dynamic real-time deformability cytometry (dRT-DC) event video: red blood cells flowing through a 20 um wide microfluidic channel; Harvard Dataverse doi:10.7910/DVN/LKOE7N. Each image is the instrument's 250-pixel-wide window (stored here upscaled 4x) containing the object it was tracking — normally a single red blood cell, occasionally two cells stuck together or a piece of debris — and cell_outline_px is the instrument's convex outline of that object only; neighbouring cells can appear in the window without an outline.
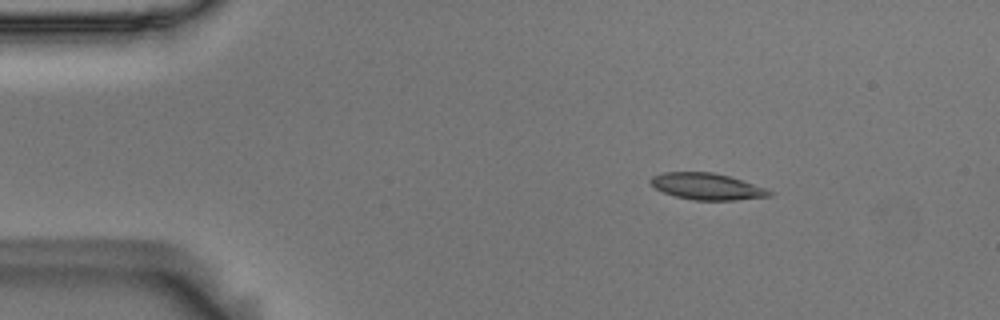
{"species": "Egyptian fruit bat (a non-hibernating species)", "species_latin": "Rousettus aegyptiacus", "temperature_condition": "room temperature", "stored_images_in_passage": 48, "camera_frame_rate_fps": 3000, "um_per_image_px": 0.085, "animal": {"sex": "male"}, "frame": {"image": 1, "passage_image": 1, "time_ms": 0.0, "image_size_px": [1000, 320], "cell_outline_px": [[772, 196], [736, 200], [692, 200], [676, 196], [664, 192], [656, 188], [648, 180], [652, 176], [664, 172], [712, 172], [728, 176], [764, 188], [772, 192]], "centroid_in_image_um": [60.06, 15.85], "position_along_channel_um": 24.9, "area_um2": 18.09}}
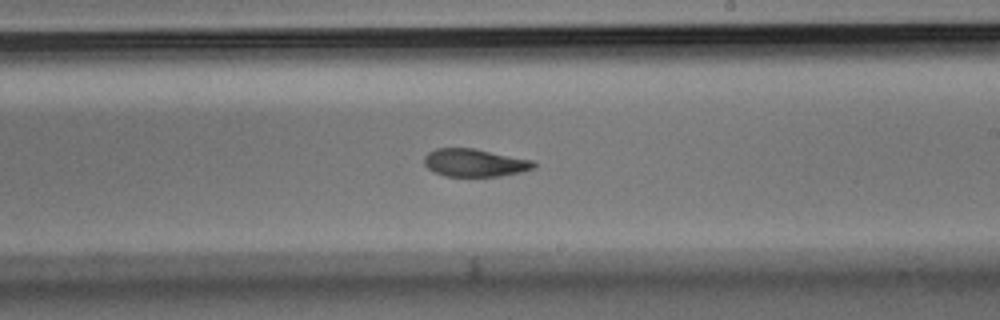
{"frame": {"image": 2, "passage_image": 25, "time_ms": 8.0, "image_size_px": [1000, 320], "cell_outline_px": [[536, 168], [524, 172], [500, 176], [448, 176], [432, 172], [424, 164], [424, 156], [428, 152], [436, 148], [472, 148], [536, 160]], "centroid_in_image_um": [40.4, 13.83], "position_along_channel_um": 248.6, "area_um2": 18.03}}
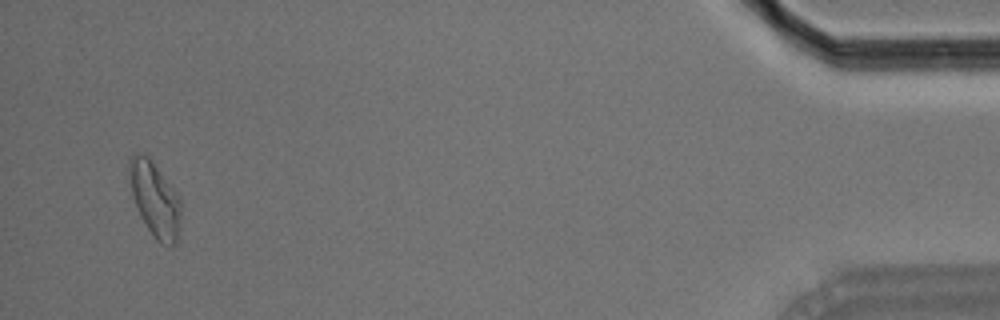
{"frame": {"image": 3, "passage_image": 46, "time_ms": 15.0, "image_size_px": [1000, 320], "cell_outline_px": [[180, 228], [176, 244], [160, 244], [152, 236], [140, 216], [136, 208], [132, 196], [128, 164], [128, 160], [132, 156], [140, 152], [144, 152], [148, 156], [180, 196]], "centroid_in_image_um": [13.16, 16.94], "position_along_channel_um": 422.0, "area_um2": 22.66}, "authors_computed_cell_mechanics": {"area_um2": 18.7272, "velocity_mm_per_s": 3.6201, "shape_relaxation_time_tau1_ms": 6.6758, "shape_relaxation_time_tau2_ms": 6.4399, "deformation_change_tau1": 0.1781, "deformation_change_tau2": 0.0954}}